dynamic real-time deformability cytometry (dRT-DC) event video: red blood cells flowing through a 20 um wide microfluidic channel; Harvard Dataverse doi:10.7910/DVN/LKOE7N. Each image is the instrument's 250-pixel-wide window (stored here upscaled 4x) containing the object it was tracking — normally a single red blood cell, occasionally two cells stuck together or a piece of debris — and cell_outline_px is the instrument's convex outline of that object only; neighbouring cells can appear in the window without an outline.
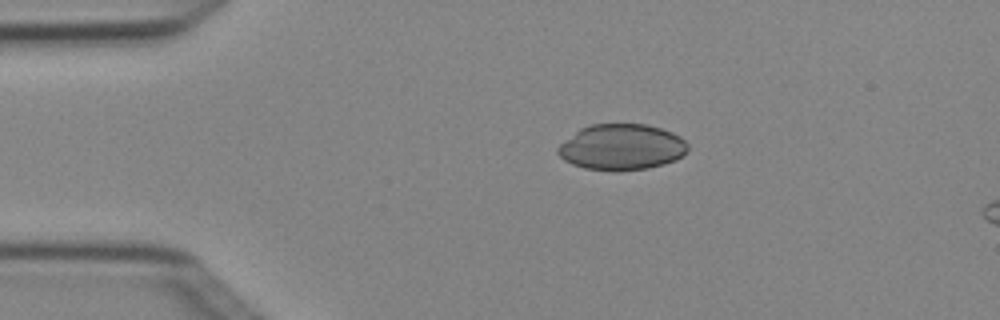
{"species": "Egyptian fruit bat (a non-hibernating species)", "species_latin": "Rousettus aegyptiacus", "temperature_condition": "cold", "stored_images_in_passage": 3, "segment_of_instrument_passage": [1, 2], "camera_frame_rate_fps": 3000, "um_per_image_px": 0.085, "animal": {"sex": "female"}, "frame": {"image": 1, "passage_image": 1, "time_ms": 0.0, "image_size_px": [1000, 320], "cell_outline_px": [[688, 152], [676, 160], [664, 164], [648, 168], [620, 172], [612, 172], [584, 168], [572, 164], [564, 160], [556, 152], [556, 148], [560, 144], [580, 128], [592, 124], [648, 124], [672, 132], [680, 136], [688, 144]], "centroid_in_image_um": [52.85, 12.52], "position_along_channel_um": 32.2, "area_um2": 35.26}}